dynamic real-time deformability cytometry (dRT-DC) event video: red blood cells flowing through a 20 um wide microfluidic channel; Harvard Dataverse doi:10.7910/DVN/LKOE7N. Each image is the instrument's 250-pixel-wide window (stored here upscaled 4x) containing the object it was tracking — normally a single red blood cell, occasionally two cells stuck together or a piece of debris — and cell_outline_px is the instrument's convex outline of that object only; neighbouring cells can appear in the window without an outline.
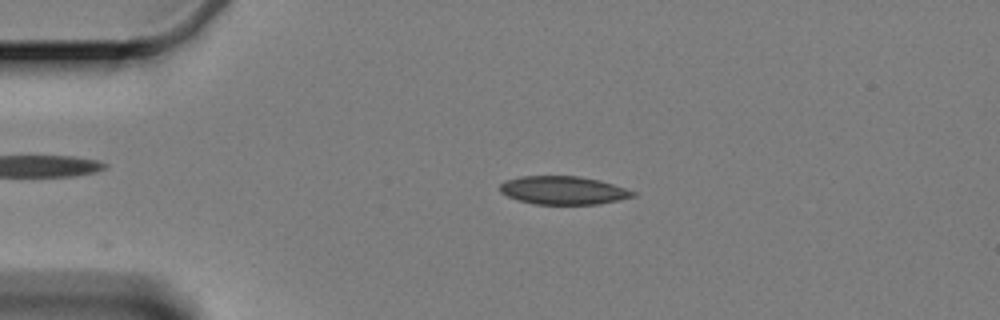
{"species": "Egyptian fruit bat (a non-hibernating species)", "species_latin": "Rousettus aegyptiacus", "temperature_condition": "cold", "stored_images_in_passage": 58, "camera_frame_rate_fps": 3000, "um_per_image_px": 0.085, "animal": {"sex": "female"}, "frame": {"image": 1, "passage_image": 12, "time_ms": 3.667, "image_size_px": [1000, 320], "cell_outline_px": [[632, 196], [592, 204], [540, 204], [520, 200], [508, 196], [500, 188], [500, 184], [508, 180], [524, 176], [576, 176], [596, 180], [632, 192]], "centroid_in_image_um": [47.76, 16.17], "position_along_channel_um": 37.2, "area_um2": 20.58}}
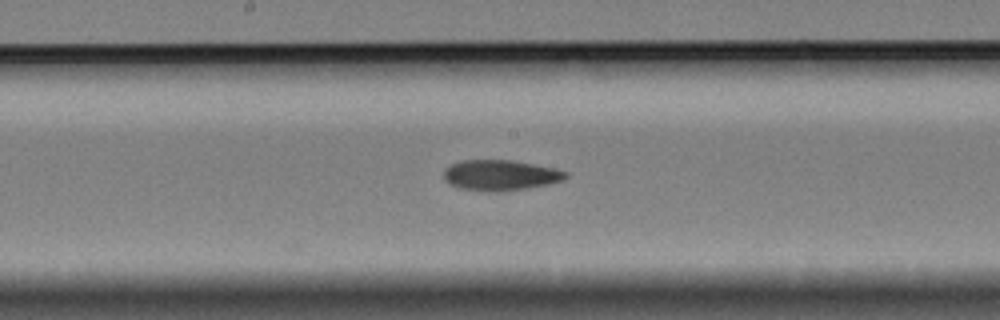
{"frame": {"image": 2, "passage_image": 30, "time_ms": 9.667, "image_size_px": [1000, 320], "cell_outline_px": [[564, 176], [560, 180], [544, 184], [516, 188], [468, 188], [452, 184], [444, 176], [444, 172], [452, 164], [468, 160], [504, 160], [528, 164], [548, 168], [564, 172]], "centroid_in_image_um": [42.46, 14.83], "position_along_channel_um": 205.7, "area_um2": 19.13}}
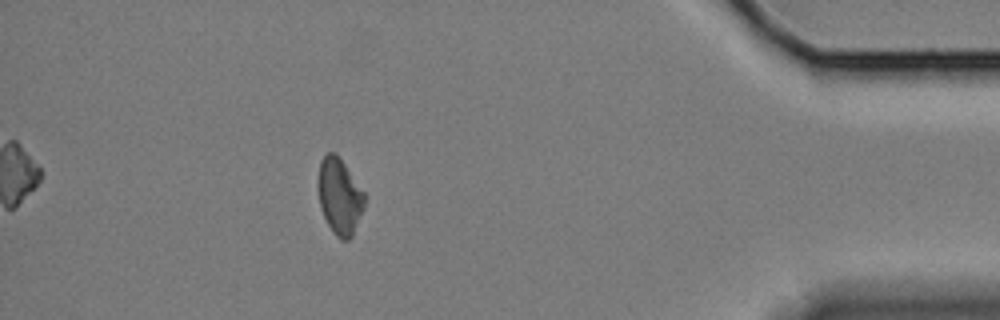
{"frame": {"image": 3, "passage_image": 52, "time_ms": 17.0, "image_size_px": [1000, 320], "cell_outline_px": [[364, 204], [352, 236], [348, 240], [344, 240], [328, 224], [324, 216], [320, 204], [320, 160], [328, 152], [332, 152], [344, 164], [364, 192]], "centroid_in_image_um": [28.88, 16.68], "position_along_channel_um": 406.3, "area_um2": 19.31}}